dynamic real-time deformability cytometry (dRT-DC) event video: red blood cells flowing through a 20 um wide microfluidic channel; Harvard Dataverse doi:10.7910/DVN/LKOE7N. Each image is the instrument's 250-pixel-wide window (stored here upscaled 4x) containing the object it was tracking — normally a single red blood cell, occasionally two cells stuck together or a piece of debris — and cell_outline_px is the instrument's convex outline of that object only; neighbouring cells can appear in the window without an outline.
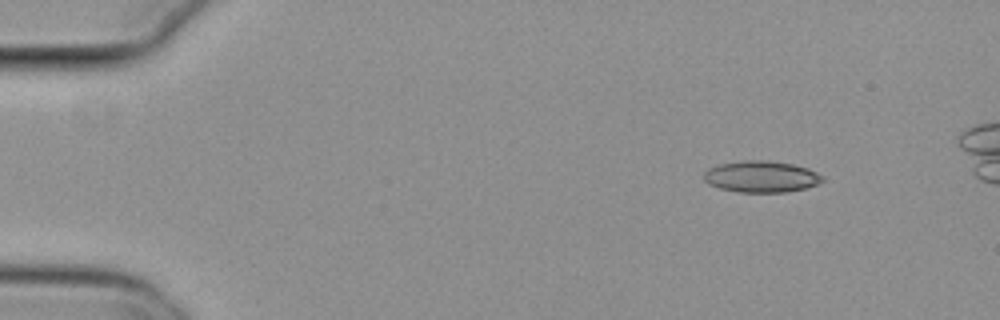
{"species": "common noctule bat (a hibernating species)", "species_latin": "Nyctalus noctula", "temperature_condition": "cold", "stored_images_in_passage": 46, "camera_frame_rate_fps": 3000, "um_per_image_px": 0.085, "animal": {"sex": "female", "body_mass_g": 29.2, "forearm_length_mm": 56.3}, "frame": {"image": 1, "passage_image": 1, "time_ms": 0.0, "image_size_px": [1000, 320], "cell_outline_px": [[824, 180], [816, 184], [804, 188], [784, 192], [740, 192], [720, 188], [708, 184], [704, 180], [704, 172], [708, 168], [720, 164], [744, 160], [768, 160], [792, 164], [808, 168], [824, 176]], "centroid_in_image_um": [64.69, 15.0], "position_along_channel_um": 20.3, "area_um2": 21.68}}
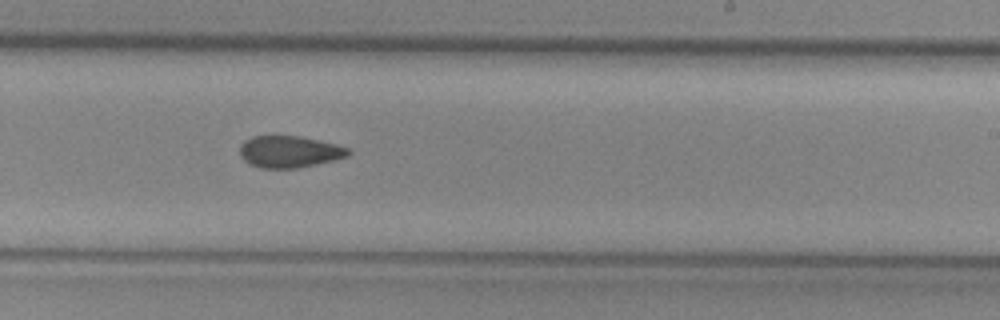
{"frame": {"image": 2, "passage_image": 28, "time_ms": 9.0, "image_size_px": [1000, 320], "cell_outline_px": [[352, 152], [348, 156], [316, 164], [296, 168], [260, 168], [248, 164], [240, 156], [240, 144], [244, 140], [252, 136], [300, 136], [320, 140], [336, 144], [348, 148]], "centroid_in_image_um": [24.57, 12.89], "position_along_channel_um": 264.4, "area_um2": 20.17}}
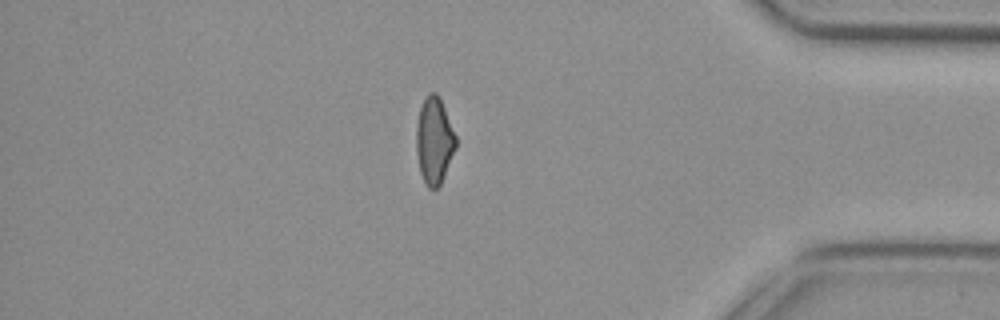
{"frame": {"image": 3, "passage_image": 41, "time_ms": 13.333, "image_size_px": [1000, 320], "cell_outline_px": [[456, 148], [440, 184], [436, 188], [428, 188], [424, 184], [420, 172], [416, 152], [416, 124], [420, 108], [428, 92], [436, 92], [440, 96], [456, 136]], "centroid_in_image_um": [36.9, 11.93], "position_along_channel_um": 398.3, "area_um2": 20.06}}